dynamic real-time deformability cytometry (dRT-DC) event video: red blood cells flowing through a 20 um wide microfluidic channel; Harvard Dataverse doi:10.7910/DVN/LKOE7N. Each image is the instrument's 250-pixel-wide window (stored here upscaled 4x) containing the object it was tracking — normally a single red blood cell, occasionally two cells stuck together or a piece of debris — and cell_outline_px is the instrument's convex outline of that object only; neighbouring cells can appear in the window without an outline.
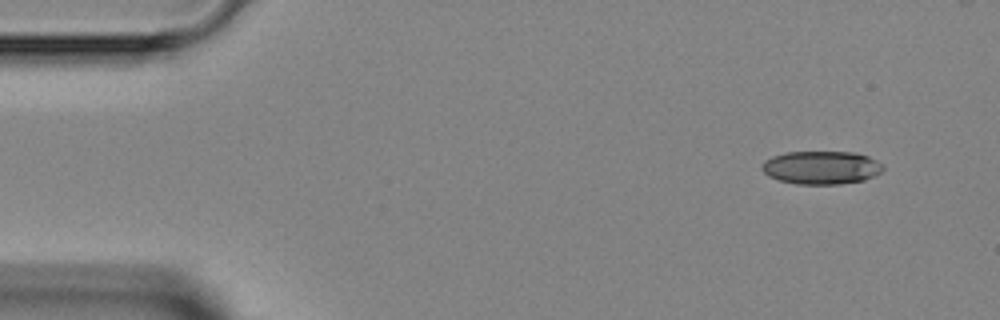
{"species": "Egyptian fruit bat (a non-hibernating species)", "species_latin": "Rousettus aegyptiacus", "temperature_condition": "room temperature", "stored_images_in_passage": 1, "camera_frame_rate_fps": 3000, "um_per_image_px": 0.085, "animal": {"sex": "female"}, "frame": {"image": 1, "passage_image": 1, "time_ms": 0.0, "image_size_px": [1000, 320], "cell_outline_px": [[884, 168], [880, 172], [864, 180], [840, 184], [796, 184], [776, 180], [768, 176], [760, 168], [764, 160], [772, 156], [784, 152], [852, 152], [868, 156], [876, 160]], "centroid_in_image_um": [69.75, 14.24], "position_along_channel_um": 15.3, "area_um2": 23.52}}